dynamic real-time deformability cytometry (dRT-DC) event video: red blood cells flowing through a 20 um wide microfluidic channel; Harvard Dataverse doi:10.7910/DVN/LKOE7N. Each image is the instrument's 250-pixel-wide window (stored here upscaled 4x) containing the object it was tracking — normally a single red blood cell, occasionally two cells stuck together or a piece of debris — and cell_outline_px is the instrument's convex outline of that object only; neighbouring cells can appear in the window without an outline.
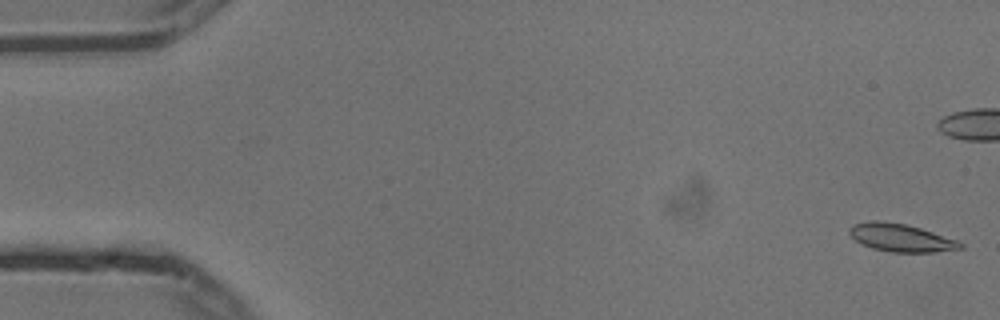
{"species": "common noctule bat (a hibernating species)", "species_latin": "Nyctalus noctula", "temperature_condition": "cold", "stored_images_in_passage": 6, "camera_frame_rate_fps": 3000, "um_per_image_px": 0.085, "animal": {"sex": "male", "body_mass_g": 13.3}, "frame": {"image": 1, "passage_image": 1, "time_ms": 0.0, "image_size_px": [1000, 320], "cell_outline_px": [[964, 248], [936, 252], [892, 252], [872, 248], [860, 244], [848, 232], [848, 228], [852, 224], [872, 220], [880, 220], [904, 224], [920, 228], [956, 240], [964, 244]], "centroid_in_image_um": [76.54, 20.21], "position_along_channel_um": 8.5, "area_um2": 17.98}}
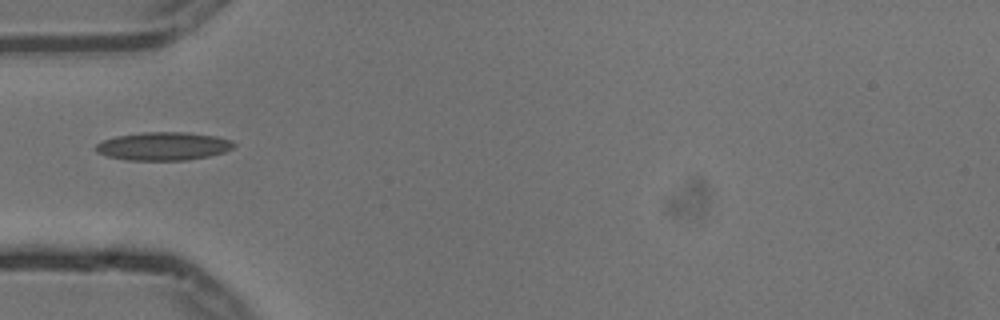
{"frame": {"image": 2, "passage_image": 6, "time_ms": 1.667, "image_size_px": [1000, 320], "cell_outline_px": [[236, 144], [232, 148], [224, 152], [208, 156], [188, 160], [124, 160], [108, 156], [96, 152], [96, 144], [104, 140], [116, 136], [144, 132], [184, 132], [216, 136], [232, 140]], "centroid_in_image_um": [13.89, 12.43], "position_along_channel_um": 71.1, "area_um2": 22.66}}